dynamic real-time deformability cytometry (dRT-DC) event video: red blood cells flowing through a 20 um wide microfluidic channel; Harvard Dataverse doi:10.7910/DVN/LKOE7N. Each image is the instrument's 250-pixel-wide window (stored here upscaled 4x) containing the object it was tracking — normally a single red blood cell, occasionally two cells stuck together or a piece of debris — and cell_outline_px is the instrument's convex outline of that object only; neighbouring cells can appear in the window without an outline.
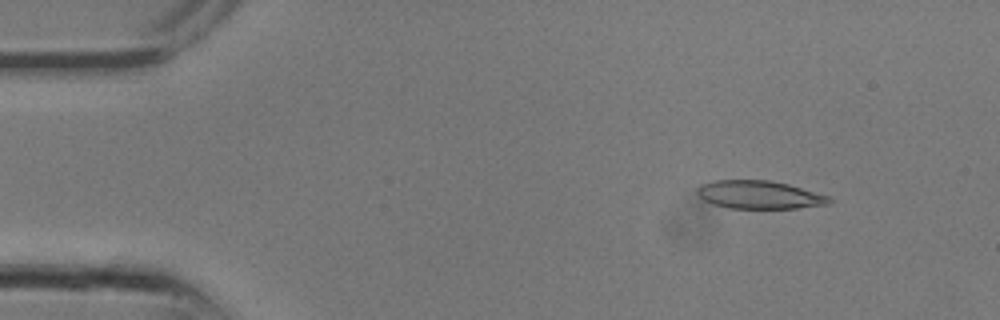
{"species": "common noctule bat (a hibernating species)", "species_latin": "Nyctalus noctula", "temperature_condition": "room temperature", "stored_images_in_passage": 11, "camera_frame_rate_fps": 3000, "um_per_image_px": 0.085, "animal": {"sex": "male", "body_mass_g": 13.3}, "frame": {"image": 1, "passage_image": 3, "time_ms": 0.667, "image_size_px": [1000, 320], "cell_outline_px": [[832, 200], [828, 204], [796, 208], [728, 208], [712, 204], [704, 200], [696, 192], [696, 188], [700, 184], [716, 180], [772, 180], [788, 184], [828, 196]], "centroid_in_image_um": [64.49, 16.55], "position_along_channel_um": 20.5, "area_um2": 21.56}}
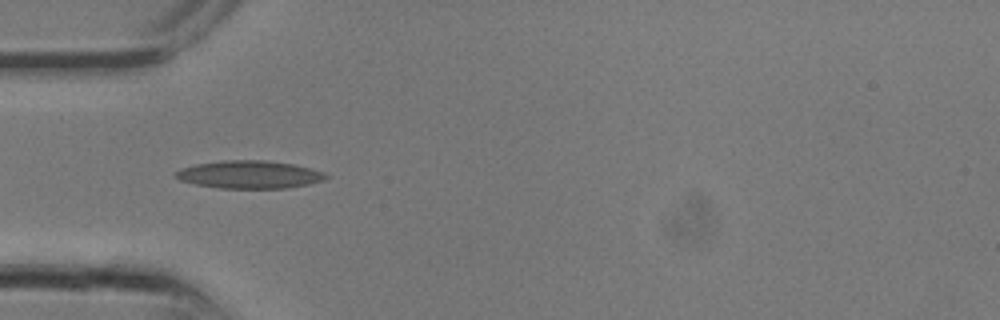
{"frame": {"image": 2, "passage_image": 8, "time_ms": 2.333, "image_size_px": [1000, 320], "cell_outline_px": [[328, 176], [324, 180], [308, 184], [288, 188], [220, 188], [196, 184], [180, 180], [172, 176], [180, 168], [196, 164], [220, 160], [264, 160], [292, 164], [324, 172]], "centroid_in_image_um": [21.16, 14.83], "position_along_channel_um": 63.8, "area_um2": 24.28}}
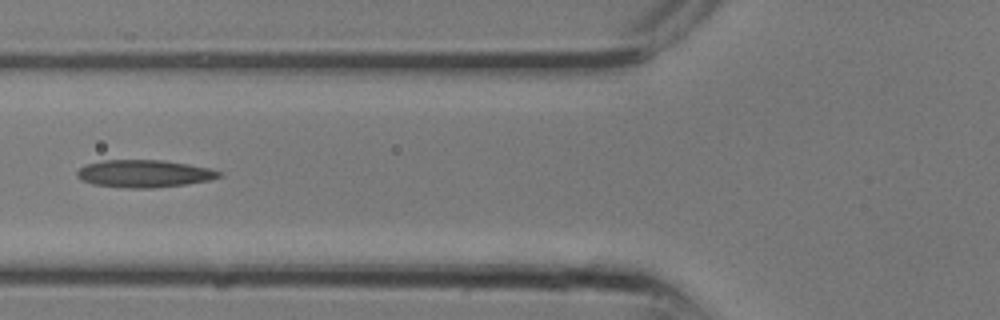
{"frame": {"image": 3, "passage_image": 10, "time_ms": 3.0, "image_size_px": [1000, 320], "cell_outline_px": [[224, 176], [212, 180], [184, 184], [152, 188], [128, 188], [92, 184], [80, 180], [76, 176], [76, 172], [84, 164], [104, 160], [164, 160], [188, 164], [208, 168], [224, 172]], "centroid_in_image_um": [12.26, 14.76], "position_along_channel_um": 113.5, "area_um2": 22.95}}